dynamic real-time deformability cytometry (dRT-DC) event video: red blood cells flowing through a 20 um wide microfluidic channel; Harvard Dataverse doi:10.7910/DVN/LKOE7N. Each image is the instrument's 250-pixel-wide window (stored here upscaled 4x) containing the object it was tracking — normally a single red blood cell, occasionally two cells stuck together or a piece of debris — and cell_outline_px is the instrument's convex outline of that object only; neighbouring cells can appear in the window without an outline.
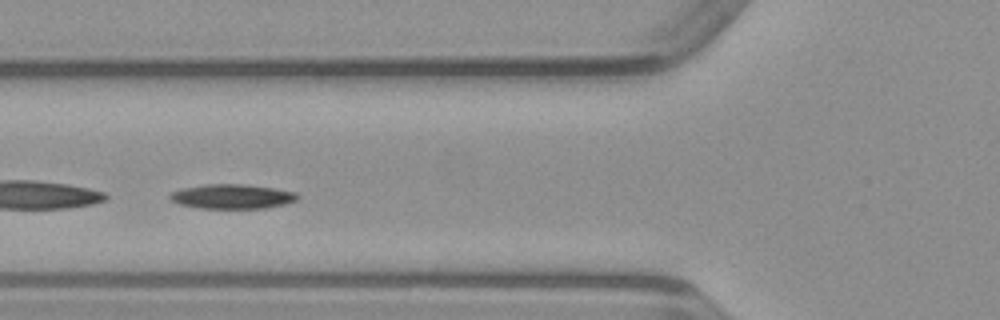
{"species": "common noctule bat (a hibernating species)", "species_latin": "Nyctalus noctula", "temperature_condition": "warm", "stored_images_in_passage": 30, "camera_frame_rate_fps": 3000, "um_per_image_px": 0.085, "animal": {"sex": "male", "body_mass_g": 23.1, "forearm_length_mm": 52.7}, "frame": {"image": 1, "passage_image": 9, "time_ms": 2.667, "image_size_px": [1000, 320], "cell_outline_px": [[300, 196], [296, 200], [284, 204], [264, 208], [200, 208], [180, 204], [172, 200], [168, 196], [172, 192], [184, 188], [204, 184], [244, 184], [272, 188], [296, 192]], "centroid_in_image_um": [19.74, 16.69], "position_along_channel_um": 106.1, "area_um2": 18.03}}
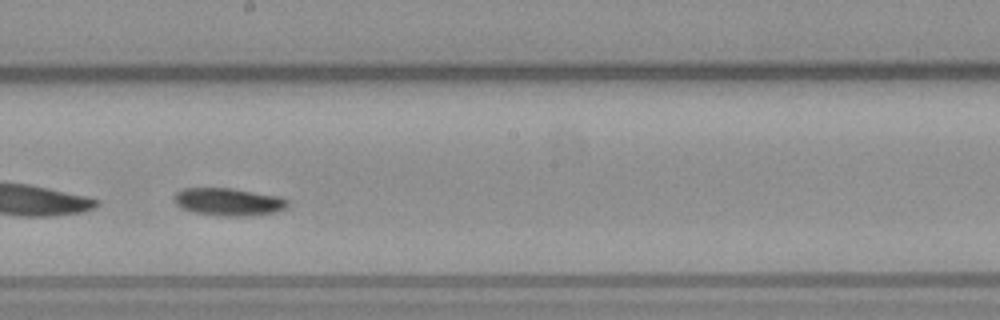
{"frame": {"image": 2, "passage_image": 18, "time_ms": 5.667, "image_size_px": [1000, 320], "cell_outline_px": [[288, 208], [276, 212], [244, 216], [216, 216], [192, 212], [176, 204], [176, 192], [184, 188], [232, 188], [280, 196], [288, 200]], "centroid_in_image_um": [19.47, 17.16], "position_along_channel_um": 228.7, "area_um2": 18.32}}
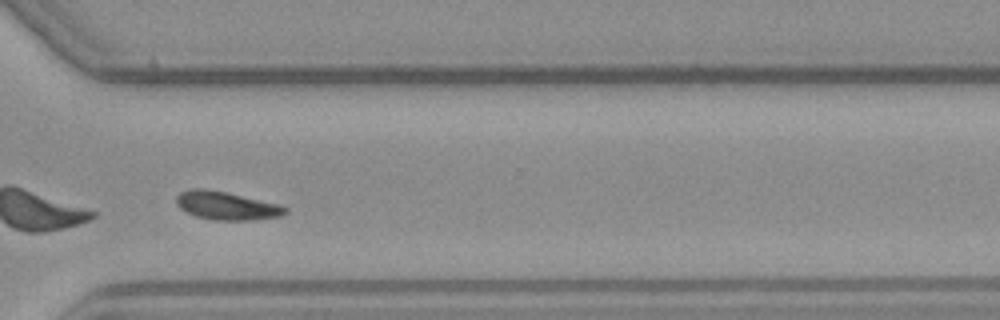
{"frame": {"image": 3, "passage_image": 27, "time_ms": 8.667, "image_size_px": [1000, 320], "cell_outline_px": [[288, 212], [284, 216], [252, 220], [212, 220], [196, 216], [180, 208], [176, 204], [176, 196], [180, 192], [192, 188], [204, 188], [224, 192], [280, 204], [288, 208]], "centroid_in_image_um": [19.28, 17.49], "position_along_channel_um": 351.3, "area_um2": 17.98}}